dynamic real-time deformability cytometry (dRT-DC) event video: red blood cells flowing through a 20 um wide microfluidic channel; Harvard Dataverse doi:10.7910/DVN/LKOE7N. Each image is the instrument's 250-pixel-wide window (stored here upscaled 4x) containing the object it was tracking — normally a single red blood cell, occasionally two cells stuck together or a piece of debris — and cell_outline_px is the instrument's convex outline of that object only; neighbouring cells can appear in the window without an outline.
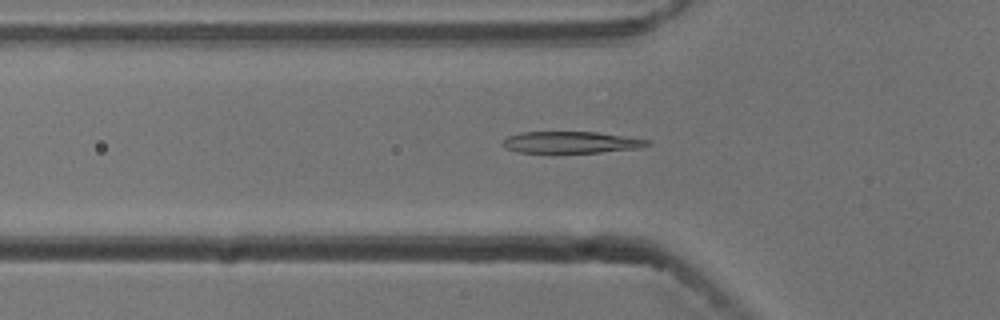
{"species": "common noctule bat (a hibernating species)", "species_latin": "Nyctalus noctula", "temperature_condition": "cold", "stored_images_in_passage": 52, "camera_frame_rate_fps": 3000, "um_per_image_px": 0.085, "animal": {"sex": "male", "body_mass_g": 13.3}, "frame": {"image": 1, "passage_image": 15, "time_ms": 4.667, "image_size_px": [1000, 320], "cell_outline_px": [[652, 144], [640, 148], [600, 152], [520, 152], [508, 148], [500, 144], [500, 140], [508, 136], [520, 132], [596, 132], [652, 140]], "centroid_in_image_um": [48.56, 12.09], "position_along_channel_um": 77.2, "area_um2": 18.21}}
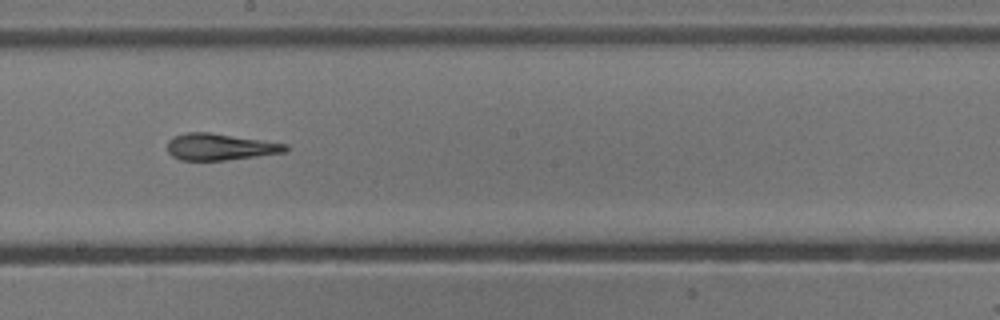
{"frame": {"image": 2, "passage_image": 27, "time_ms": 8.667, "image_size_px": [1000, 320], "cell_outline_px": [[288, 152], [224, 160], [180, 160], [172, 156], [168, 152], [168, 140], [172, 136], [188, 132], [208, 132], [288, 144]], "centroid_in_image_um": [18.69, 12.48], "position_along_channel_um": 229.5, "area_um2": 18.26}}
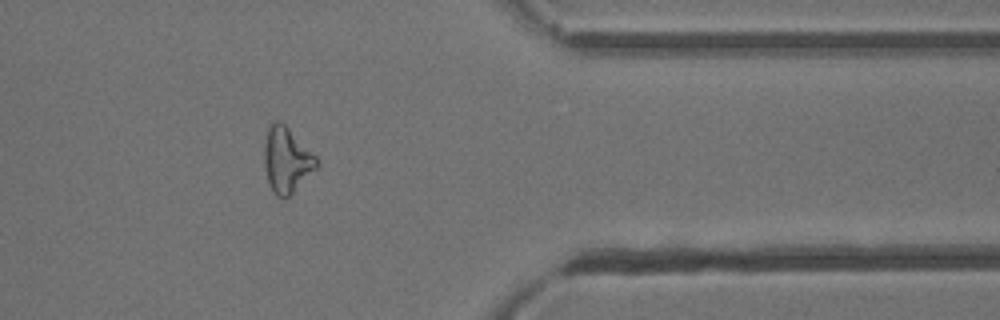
{"frame": {"image": 3, "passage_image": 41, "time_ms": 13.333, "image_size_px": [1000, 320], "cell_outline_px": [[320, 164], [284, 200], [276, 196], [272, 192], [268, 180], [264, 164], [264, 144], [268, 124], [272, 120], [280, 120], [316, 156]], "centroid_in_image_um": [24.33, 13.57], "position_along_channel_um": 387.1, "area_um2": 19.88}}